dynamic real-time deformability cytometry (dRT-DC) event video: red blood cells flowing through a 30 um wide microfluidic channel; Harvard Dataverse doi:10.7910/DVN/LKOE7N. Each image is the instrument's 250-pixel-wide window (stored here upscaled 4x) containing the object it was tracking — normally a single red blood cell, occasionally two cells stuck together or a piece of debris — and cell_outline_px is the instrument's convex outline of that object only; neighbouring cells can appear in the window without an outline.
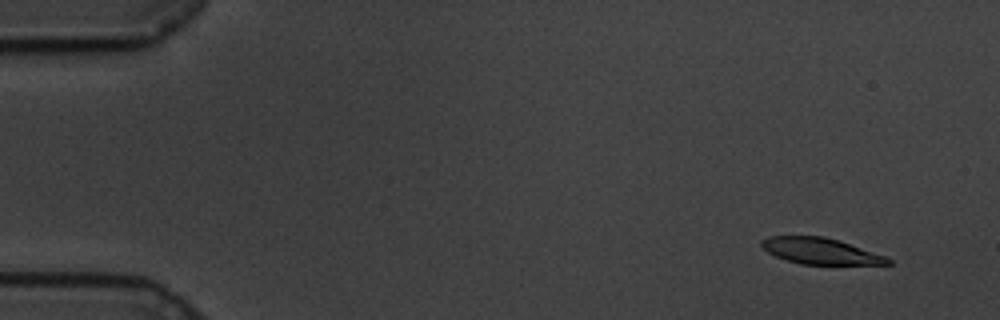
{"species": "common noctule bat (a hibernating species)", "species_latin": "Nyctalus noctula", "temperature_condition": "cold", "stored_images_in_passage": 58, "camera_frame_rate_fps": 3000, "um_per_image_px": 0.085, "animal": {"sex": "male", "body_mass_g": 19.5, "forearm_length_mm": 54.6}, "frame": {"image": 1, "passage_image": 3, "time_ms": 0.667, "image_size_px": [1000, 320], "cell_outline_px": [[892, 264], [800, 264], [776, 256], [768, 252], [760, 244], [760, 240], [768, 236], [824, 236], [884, 256], [892, 260]], "centroid_in_image_um": [69.67, 21.33], "position_along_channel_um": 15.3, "area_um2": 18.79}}
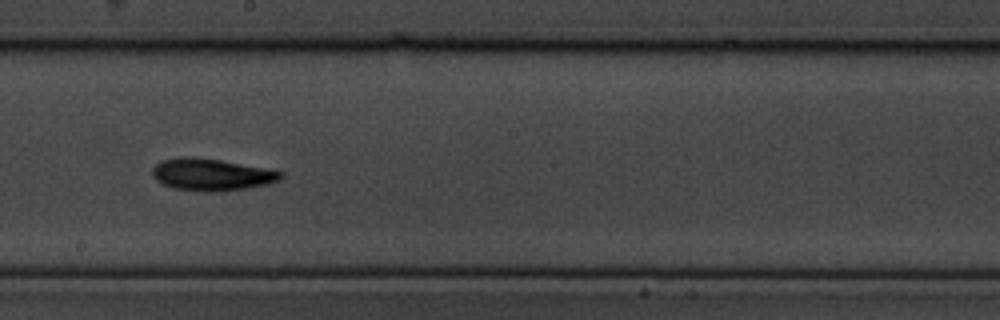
{"frame": {"image": 2, "passage_image": 32, "time_ms": 10.333, "image_size_px": [1000, 320], "cell_outline_px": [[284, 176], [280, 180], [268, 184], [224, 192], [208, 192], [172, 188], [156, 180], [152, 176], [152, 168], [160, 160], [176, 156], [196, 156], [220, 160], [284, 172]], "centroid_in_image_um": [17.94, 14.83], "position_along_channel_um": 230.3, "area_um2": 24.28}}
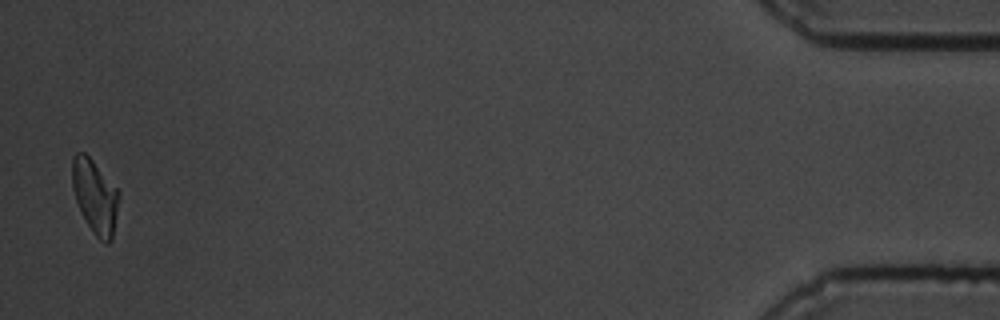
{"frame": {"image": 3, "passage_image": 57, "time_ms": 18.667, "image_size_px": [1000, 320], "cell_outline_px": [[120, 196], [112, 240], [108, 244], [104, 244], [92, 232], [76, 200], [72, 188], [72, 156], [76, 152], [84, 152], [92, 160], [120, 192]], "centroid_in_image_um": [8.08, 16.71], "position_along_channel_um": 427.1, "area_um2": 20.0}, "authors_computed_cell_mechanics": {"area_um2": 21.8484, "velocity_mm_per_s": 3.3879, "shape_relaxation_time_tau1_ms": 3.5873, "shape_relaxation_time_tau2_ms": 9.6132, "deformation_change_tau1": 0.1156, "deformation_change_tau2": 0.1729}}